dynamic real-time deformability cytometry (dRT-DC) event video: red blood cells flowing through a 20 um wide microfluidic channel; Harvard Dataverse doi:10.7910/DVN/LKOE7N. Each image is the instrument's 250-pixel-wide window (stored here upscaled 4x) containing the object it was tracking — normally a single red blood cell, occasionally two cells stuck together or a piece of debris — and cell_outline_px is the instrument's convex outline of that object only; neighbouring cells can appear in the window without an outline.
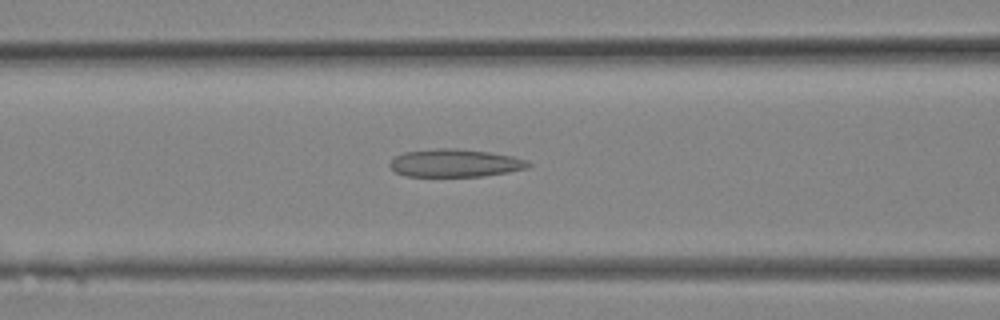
{"species": "Egyptian fruit bat (a non-hibernating species)", "species_latin": "Rousettus aegyptiacus", "temperature_condition": "room temperature", "stored_images_in_passage": 23, "camera_frame_rate_fps": 3000, "um_per_image_px": 0.085, "animal": {"sex": "female"}, "frame": {"image": 1, "passage_image": 9, "time_ms": 2.667, "image_size_px": [1000, 320], "cell_outline_px": [[532, 164], [528, 168], [508, 172], [484, 176], [404, 176], [396, 172], [388, 164], [396, 156], [404, 152], [436, 148], [456, 148], [488, 152], [512, 156], [528, 160]], "centroid_in_image_um": [38.7, 13.86], "position_along_channel_um": 127.9, "area_um2": 22.48}}
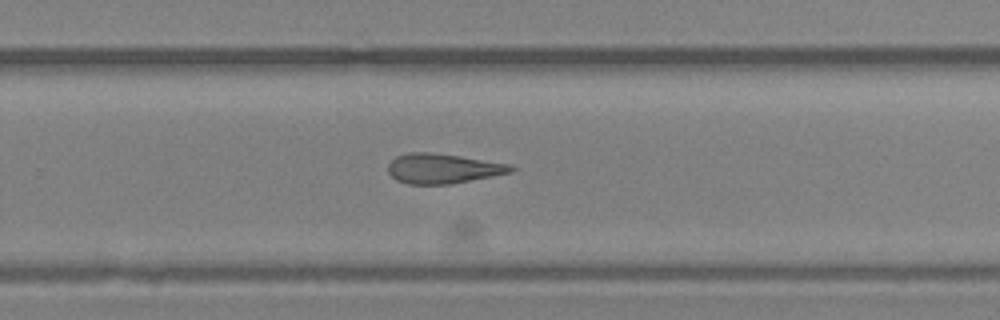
{"frame": {"image": 2, "passage_image": 15, "time_ms": 4.667, "image_size_px": [1000, 320], "cell_outline_px": [[516, 168], [512, 172], [492, 176], [448, 184], [408, 184], [396, 180], [388, 172], [388, 164], [396, 156], [408, 152], [428, 152], [460, 156], [508, 164]], "centroid_in_image_um": [37.6, 14.32], "position_along_channel_um": 292.2, "area_um2": 21.15}}
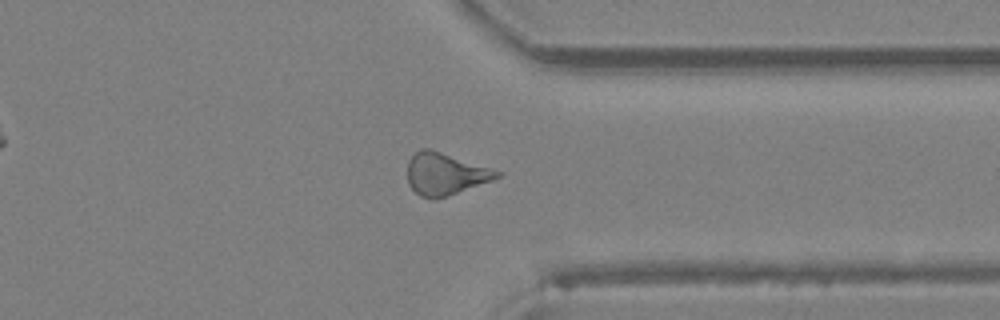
{"frame": {"image": 3, "passage_image": 18, "time_ms": 5.667, "image_size_px": [1000, 320], "cell_outline_px": [[504, 172], [500, 176], [492, 180], [448, 196], [432, 200], [420, 196], [408, 184], [408, 160], [420, 148], [432, 148]], "centroid_in_image_um": [37.85, 14.77], "position_along_channel_um": 373.6, "area_um2": 22.2}}